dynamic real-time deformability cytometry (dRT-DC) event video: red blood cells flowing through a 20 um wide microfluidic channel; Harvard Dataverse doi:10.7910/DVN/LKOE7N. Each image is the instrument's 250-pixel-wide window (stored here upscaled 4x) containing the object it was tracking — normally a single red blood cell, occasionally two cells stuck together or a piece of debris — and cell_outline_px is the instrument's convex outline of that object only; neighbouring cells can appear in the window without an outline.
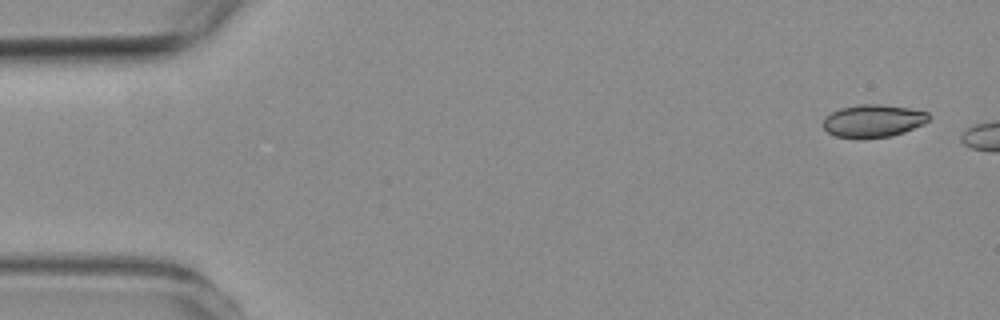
{"species": "common noctule bat (a hibernating species)", "species_latin": "Nyctalus noctula", "temperature_condition": "room temperature", "stored_images_in_passage": 2, "camera_frame_rate_fps": 3000, "um_per_image_px": 0.085, "animal": {"sex": "female", "body_mass_g": 19.3, "forearm_length_mm": 54.1}, "frame": {"image": 1, "passage_image": 1, "time_ms": 0.0, "image_size_px": [1000, 320], "cell_outline_px": [[928, 120], [924, 124], [904, 132], [892, 136], [860, 140], [836, 136], [828, 132], [824, 128], [824, 116], [840, 108], [860, 104], [884, 104], [908, 108], [928, 112]], "centroid_in_image_um": [74.2, 10.29], "position_along_channel_um": 10.8, "area_um2": 20.4}}